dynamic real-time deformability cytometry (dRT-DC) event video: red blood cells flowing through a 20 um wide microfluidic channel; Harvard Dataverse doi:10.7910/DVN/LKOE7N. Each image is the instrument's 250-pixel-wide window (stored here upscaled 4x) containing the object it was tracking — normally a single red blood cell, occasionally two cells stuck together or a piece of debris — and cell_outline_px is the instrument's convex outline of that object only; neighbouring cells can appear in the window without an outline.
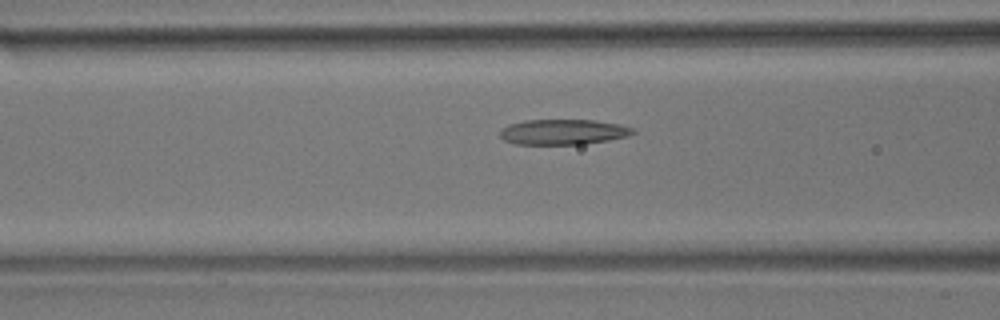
{"species": "common noctule bat (a hibernating species)", "species_latin": "Nyctalus noctula", "temperature_condition": "room temperature", "stored_images_in_passage": 38, "camera_frame_rate_fps": 3000, "um_per_image_px": 0.085, "animal": {"sex": "male", "body_mass_g": 17.9}, "frame": {"image": 1, "passage_image": 13, "time_ms": 4.0, "image_size_px": [1000, 320], "cell_outline_px": [[636, 132], [628, 136], [608, 140], [580, 144], [516, 144], [504, 140], [500, 136], [500, 128], [508, 124], [524, 120], [592, 120], [620, 124], [632, 128]], "centroid_in_image_um": [47.83, 11.21], "position_along_channel_um": 118.8, "area_um2": 19.59}}
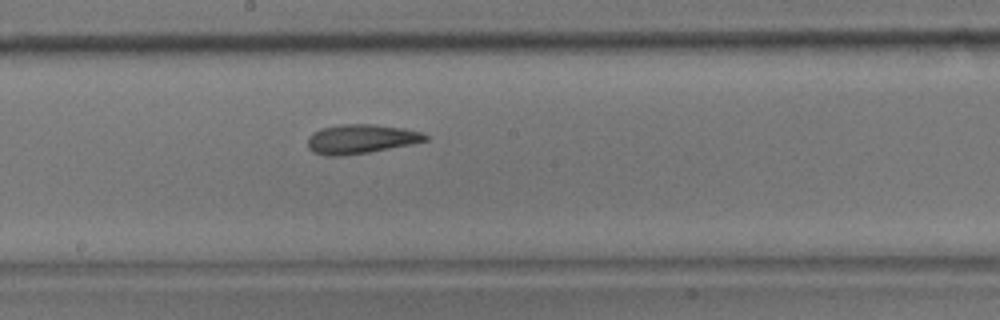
{"frame": {"image": 2, "passage_image": 21, "time_ms": 6.667, "image_size_px": [1000, 320], "cell_outline_px": [[428, 140], [412, 144], [368, 152], [340, 156], [324, 156], [312, 152], [308, 148], [308, 136], [312, 132], [320, 128], [340, 124], [372, 124], [404, 128], [420, 132], [428, 136]], "centroid_in_image_um": [30.62, 11.81], "position_along_channel_um": 217.6, "area_um2": 20.17}}
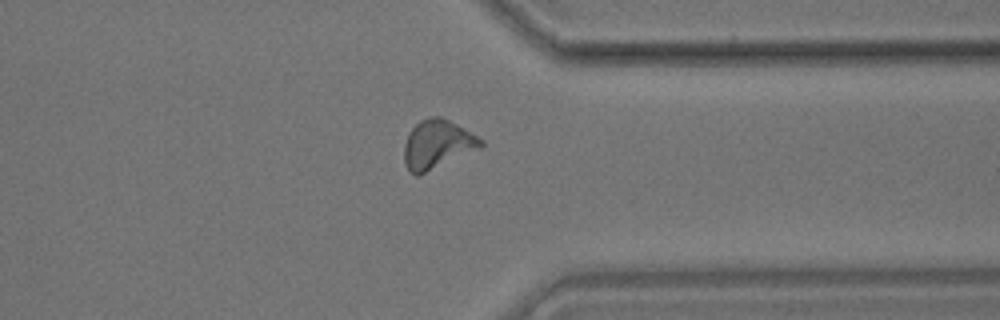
{"frame": {"image": 3, "passage_image": 34, "time_ms": 11.0, "image_size_px": [1000, 320], "cell_outline_px": [[484, 144], [480, 148], [420, 176], [416, 176], [408, 172], [404, 160], [404, 144], [408, 132], [420, 120], [432, 116], [440, 116], [464, 128], [484, 140]], "centroid_in_image_um": [37.15, 12.29], "position_along_channel_um": 374.3, "area_um2": 22.02}}